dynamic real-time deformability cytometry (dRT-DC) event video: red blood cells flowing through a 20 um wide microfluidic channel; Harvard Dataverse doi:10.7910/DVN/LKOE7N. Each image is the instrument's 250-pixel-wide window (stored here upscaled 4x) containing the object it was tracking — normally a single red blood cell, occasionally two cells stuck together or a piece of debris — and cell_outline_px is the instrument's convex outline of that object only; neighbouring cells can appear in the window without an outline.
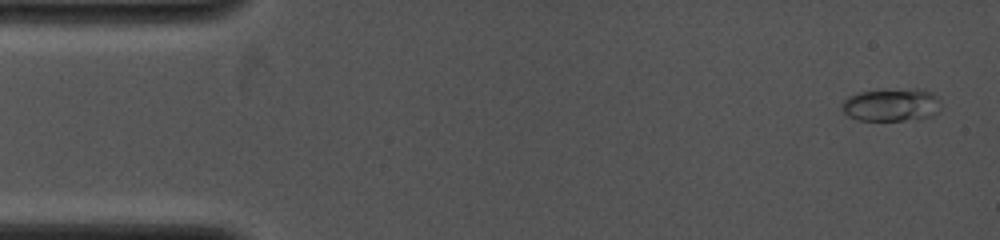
{"species": "common noctule bat (a hibernating species)", "species_latin": "Nyctalus noctula", "temperature_condition": "cold", "stored_images_in_passage": 32, "camera_frame_rate_fps": 4000, "um_per_image_px": 0.085, "animal": {"sex": "female", "body_mass_g": 19.0, "forearm_length_mm": 53.3}, "frame": {"image": 1, "passage_image": 1, "time_ms": 0.0, "image_size_px": [1000, 240], "cell_outline_px": [[940, 100], [936, 112], [932, 116], [904, 120], [860, 120], [848, 116], [840, 108], [840, 104], [848, 96], [860, 92], [884, 88], [916, 88], [932, 92], [940, 96]], "centroid_in_image_um": [75.75, 8.87], "position_along_channel_um": 9.3, "area_um2": 19.36}}
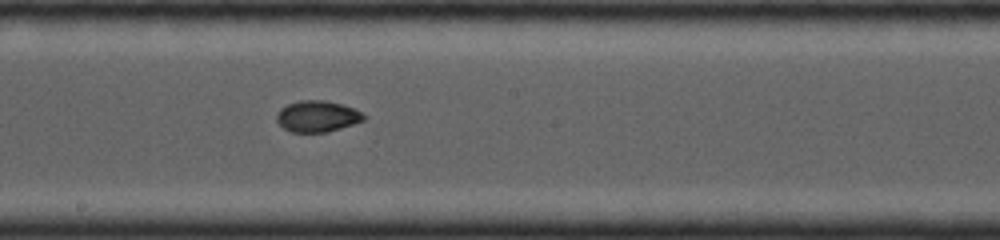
{"frame": {"image": 2, "passage_image": 19, "time_ms": 7.5, "image_size_px": [1000, 240], "cell_outline_px": [[368, 116], [364, 120], [328, 132], [292, 132], [284, 128], [276, 120], [276, 112], [280, 108], [288, 104], [300, 100], [324, 100], [340, 104], [352, 108]], "centroid_in_image_um": [26.94, 9.88], "position_along_channel_um": 221.3, "area_um2": 15.78}}
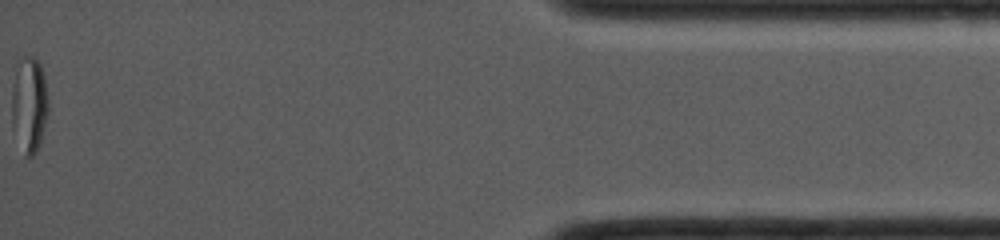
{"frame": {"image": 3, "passage_image": 32, "time_ms": 14.0, "image_size_px": [1000, 240], "cell_outline_px": [[48, 112], [40, 140], [36, 152], [32, 156], [28, 156], [12, 124], [12, 84], [20, 56], [36, 56], [40, 64], [44, 76], [48, 100]], "centroid_in_image_um": [2.49, 8.75], "position_along_channel_um": 432.7, "area_um2": 19.83}}